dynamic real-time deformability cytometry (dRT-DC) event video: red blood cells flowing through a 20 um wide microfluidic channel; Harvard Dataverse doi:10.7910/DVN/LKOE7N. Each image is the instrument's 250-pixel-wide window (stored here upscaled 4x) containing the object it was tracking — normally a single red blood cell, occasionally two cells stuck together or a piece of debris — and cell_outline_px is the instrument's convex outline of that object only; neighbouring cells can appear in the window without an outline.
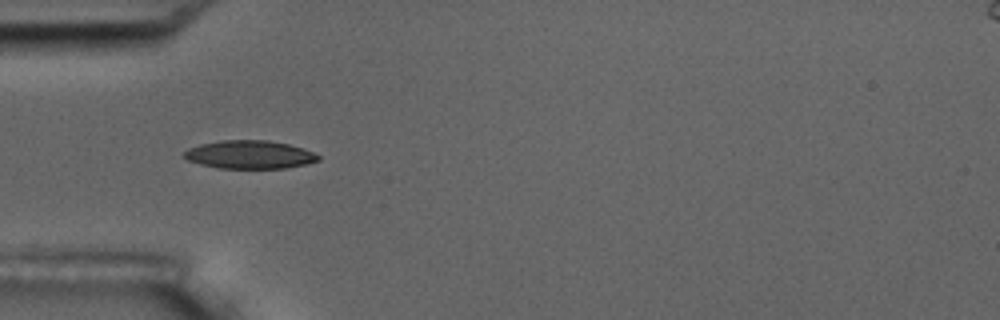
{"species": "common noctule bat (a hibernating species)", "species_latin": "Nyctalus noctula", "temperature_condition": "room temperature", "stored_images_in_passage": 4, "camera_frame_rate_fps": 3000, "um_per_image_px": 0.085, "animal": {"sex": "male", "body_mass_g": 17.5, "forearm_length_mm": 52.3}, "frame": {"image": 1, "passage_image": 1, "time_ms": 0.0, "image_size_px": [1000, 320], "cell_outline_px": [[320, 160], [288, 168], [216, 168], [200, 164], [188, 160], [184, 156], [184, 152], [188, 148], [200, 144], [220, 140], [268, 140], [288, 144], [304, 148], [320, 156]], "centroid_in_image_um": [21.21, 13.14], "position_along_channel_um": 63.8, "area_um2": 22.08}}
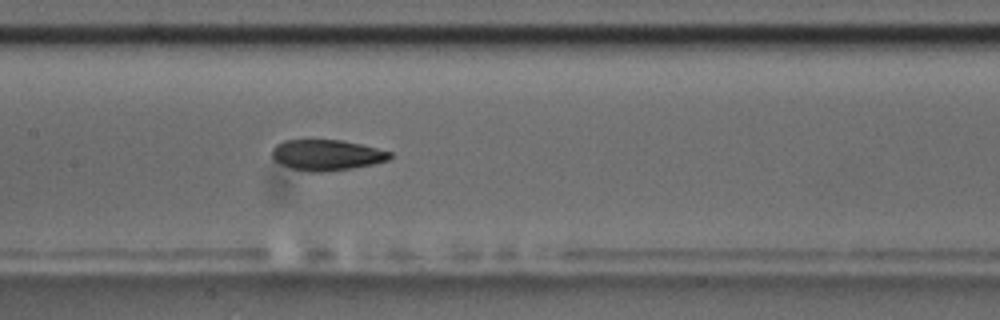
{"frame": {"image": 2, "passage_image": 4, "time_ms": 3.333, "image_size_px": [1000, 320], "cell_outline_px": [[392, 156], [388, 160], [372, 164], [352, 168], [320, 172], [308, 172], [292, 168], [280, 164], [272, 156], [272, 148], [276, 144], [284, 140], [340, 140], [360, 144], [392, 152]], "centroid_in_image_um": [27.75, 13.17], "position_along_channel_um": 179.6, "area_um2": 20.98}}